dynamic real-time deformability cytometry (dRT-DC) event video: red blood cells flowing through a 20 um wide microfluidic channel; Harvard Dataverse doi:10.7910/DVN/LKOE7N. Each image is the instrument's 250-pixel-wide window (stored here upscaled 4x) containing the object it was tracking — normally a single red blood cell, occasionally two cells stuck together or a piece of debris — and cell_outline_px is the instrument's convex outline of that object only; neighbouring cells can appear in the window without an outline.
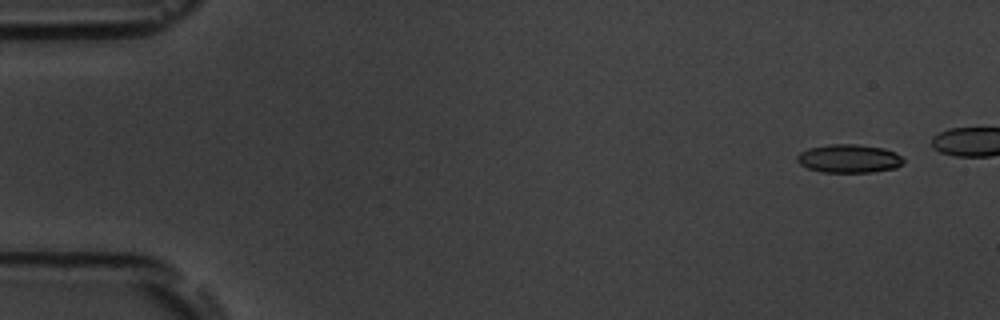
{"species": "common noctule bat (a hibernating species)", "species_latin": "Nyctalus noctula", "temperature_condition": "room temperature", "stored_images_in_passage": 15, "camera_frame_rate_fps": 3000, "um_per_image_px": 0.085, "animal": {"sex": "male", "body_mass_g": 19.5, "forearm_length_mm": 54.6}, "frame": {"image": 1, "passage_image": 1, "time_ms": 0.0, "image_size_px": [1000, 320], "cell_outline_px": [[904, 164], [896, 168], [872, 172], [820, 172], [808, 168], [800, 164], [796, 160], [796, 156], [800, 152], [808, 148], [832, 144], [856, 144], [884, 148], [896, 152], [904, 160]], "centroid_in_image_um": [72.17, 13.48], "position_along_channel_um": 12.8, "area_um2": 17.74}}
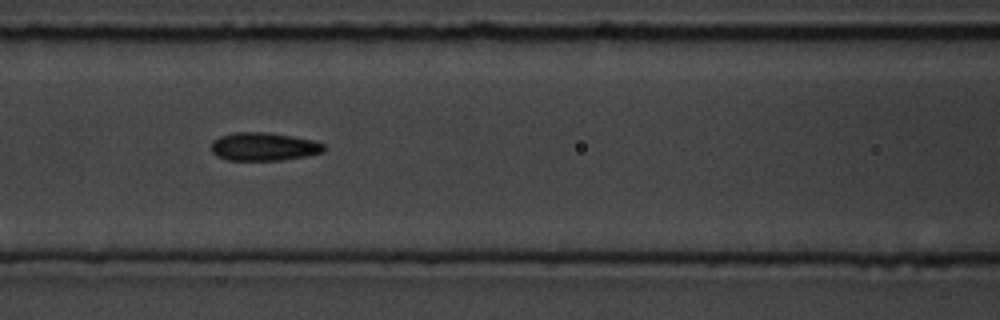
{"frame": {"image": 2, "passage_image": 7, "time_ms": 7.0, "image_size_px": [1000, 320], "cell_outline_px": [[324, 152], [308, 156], [280, 160], [228, 160], [216, 156], [212, 152], [212, 140], [220, 136], [236, 132], [264, 132], [292, 136], [312, 140], [324, 144]], "centroid_in_image_um": [22.41, 12.47], "position_along_channel_um": 144.2, "area_um2": 18.5}}
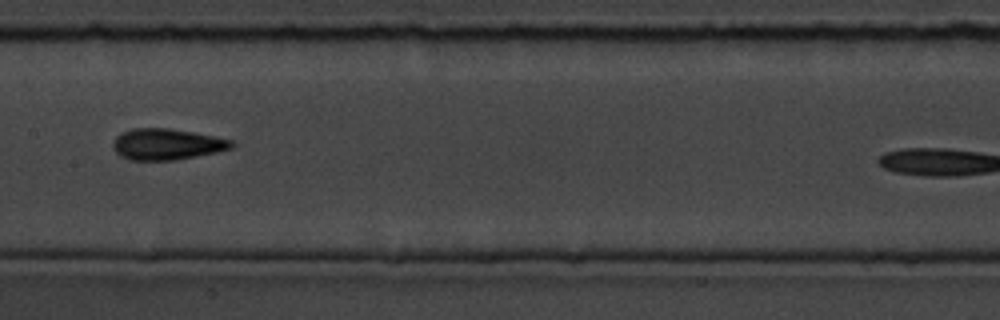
{"frame": {"image": 3, "passage_image": 9, "time_ms": 10.333, "image_size_px": [1000, 320], "cell_outline_px": [[236, 144], [232, 148], [216, 152], [196, 156], [172, 160], [128, 160], [120, 156], [112, 148], [112, 144], [116, 136], [120, 132], [132, 128], [168, 128], [192, 132], [232, 140]], "centroid_in_image_um": [14.13, 12.26], "position_along_channel_um": 193.3, "area_um2": 21.56}}